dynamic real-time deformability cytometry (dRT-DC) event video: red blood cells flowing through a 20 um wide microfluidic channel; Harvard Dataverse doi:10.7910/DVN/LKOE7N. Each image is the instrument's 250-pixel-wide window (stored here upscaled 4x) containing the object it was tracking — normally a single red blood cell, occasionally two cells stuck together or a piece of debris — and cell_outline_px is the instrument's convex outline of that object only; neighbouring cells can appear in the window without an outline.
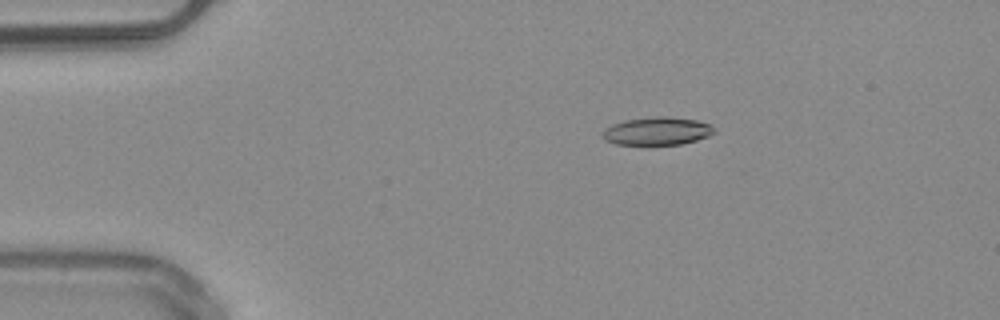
{"species": "common noctule bat (a hibernating species)", "species_latin": "Nyctalus noctula", "temperature_condition": "warm", "stored_images_in_passage": 21, "camera_frame_rate_fps": 3000, "um_per_image_px": 0.085, "animal": {"sex": "male", "body_mass_g": 20.4}, "frame": {"image": 1, "passage_image": 1, "time_ms": 0.0, "image_size_px": [1000, 320], "cell_outline_px": [[716, 132], [708, 136], [696, 140], [680, 144], [644, 148], [616, 144], [604, 140], [600, 136], [604, 128], [612, 124], [624, 120], [656, 116], [664, 116], [696, 120], [708, 124], [716, 128]], "centroid_in_image_um": [55.78, 11.19], "position_along_channel_um": 29.2, "area_um2": 19.13}}
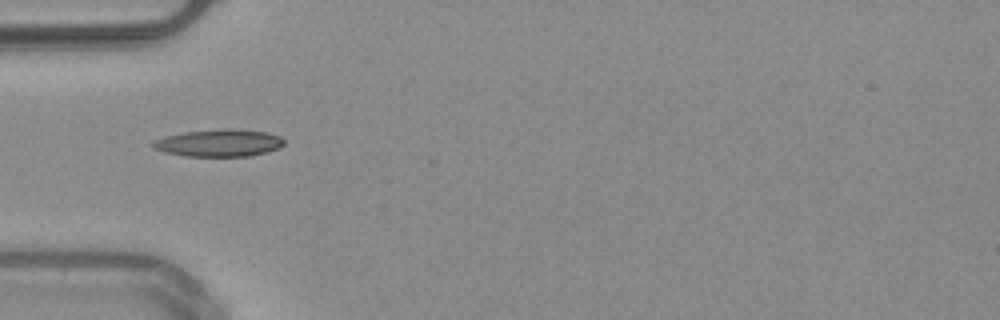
{"frame": {"image": 2, "passage_image": 8, "time_ms": 2.333, "image_size_px": [1000, 320], "cell_outline_px": [[284, 144], [280, 148], [248, 156], [184, 156], [164, 152], [152, 148], [152, 140], [184, 132], [224, 128], [232, 128], [264, 132], [280, 136], [284, 140]], "centroid_in_image_um": [18.59, 12.15], "position_along_channel_um": 66.4, "area_um2": 20.81}}